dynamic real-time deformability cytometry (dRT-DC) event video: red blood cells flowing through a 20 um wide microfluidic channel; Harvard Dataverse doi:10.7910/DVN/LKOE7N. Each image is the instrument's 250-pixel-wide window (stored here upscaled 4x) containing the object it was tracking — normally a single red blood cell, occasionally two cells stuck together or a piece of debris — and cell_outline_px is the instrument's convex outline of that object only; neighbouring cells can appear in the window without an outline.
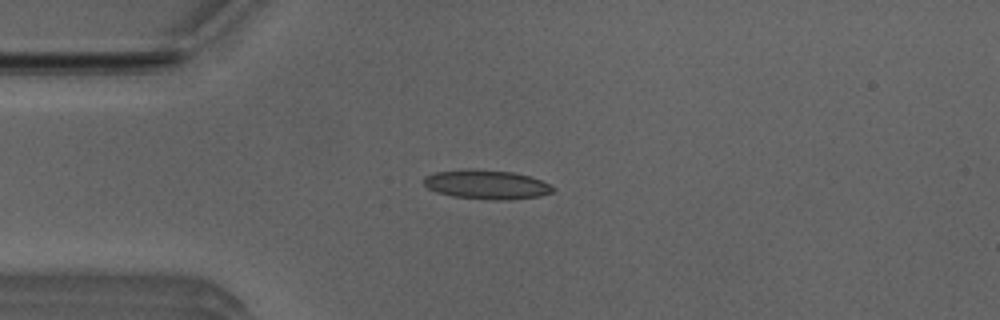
{"species": "Egyptian fruit bat (a non-hibernating species)", "species_latin": "Rousettus aegyptiacus", "temperature_condition": "room temperature", "stored_images_in_passage": 50, "camera_frame_rate_fps": 3000, "um_per_image_px": 0.085, "animal": {"sex": "male"}, "frame": {"image": 1, "passage_image": 11, "time_ms": 3.333, "image_size_px": [1000, 320], "cell_outline_px": [[556, 188], [552, 192], [540, 196], [512, 200], [488, 200], [452, 196], [436, 192], [428, 188], [424, 184], [424, 176], [436, 172], [512, 172], [528, 176], [540, 180]], "centroid_in_image_um": [41.4, 15.75], "position_along_channel_um": 43.6, "area_um2": 20.98}}
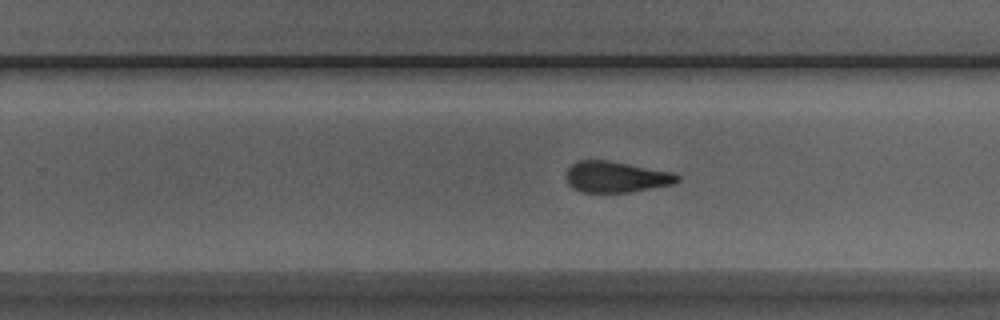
{"frame": {"image": 2, "passage_image": 30, "time_ms": 9.667, "image_size_px": [1000, 320], "cell_outline_px": [[680, 180], [672, 184], [632, 192], [580, 192], [572, 188], [568, 184], [564, 176], [568, 168], [576, 160], [608, 160], [676, 172], [680, 176]], "centroid_in_image_um": [52.36, 15.03], "position_along_channel_um": 277.4, "area_um2": 20.52}}
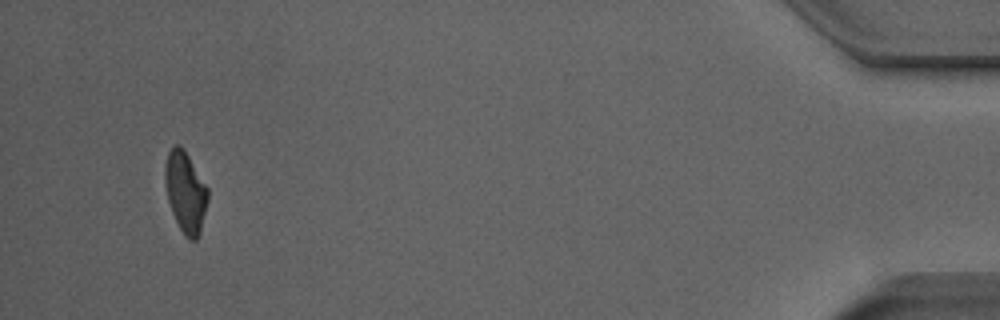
{"frame": {"image": 3, "passage_image": 47, "time_ms": 15.333, "image_size_px": [1000, 320], "cell_outline_px": [[208, 200], [200, 232], [196, 240], [188, 240], [184, 236], [172, 212], [168, 200], [164, 180], [164, 168], [168, 152], [176, 144], [180, 144], [184, 148], [208, 188]], "centroid_in_image_um": [15.76, 16.31], "position_along_channel_um": 419.4, "area_um2": 20.23}, "authors_computed_cell_mechanics": {"area_um2": 20.7502, "velocity_mm_per_s": 3.9727, "shape_relaxation_time_tau1_ms": 5.9634, "shape_relaxation_time_tau2_ms": 1.9519, "deformation_change_tau1": 0.1982, "deformation_change_tau2": 0.1116}}